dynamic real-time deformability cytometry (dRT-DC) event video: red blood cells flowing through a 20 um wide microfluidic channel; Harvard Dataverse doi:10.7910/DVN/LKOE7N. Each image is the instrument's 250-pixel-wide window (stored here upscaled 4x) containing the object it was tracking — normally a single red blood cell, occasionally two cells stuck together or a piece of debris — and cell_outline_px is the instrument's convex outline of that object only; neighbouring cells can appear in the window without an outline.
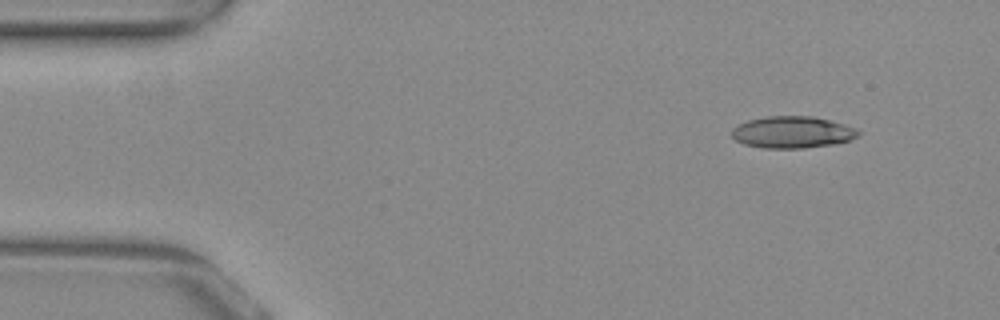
{"species": "common noctule bat (a hibernating species)", "species_latin": "Nyctalus noctula", "temperature_condition": "warm", "stored_images_in_passage": 48, "camera_frame_rate_fps": 3000, "um_per_image_px": 0.085, "animal": {"sex": "female", "body_mass_g": 29.2, "forearm_length_mm": 56.3}, "frame": {"image": 1, "passage_image": 1, "time_ms": 0.0, "image_size_px": [1000, 320], "cell_outline_px": [[860, 132], [856, 136], [848, 140], [832, 144], [804, 148], [764, 148], [744, 144], [736, 140], [732, 136], [732, 128], [748, 120], [764, 116], [812, 116], [844, 124], [856, 128]], "centroid_in_image_um": [67.32, 11.23], "position_along_channel_um": 17.7, "area_um2": 23.24}}
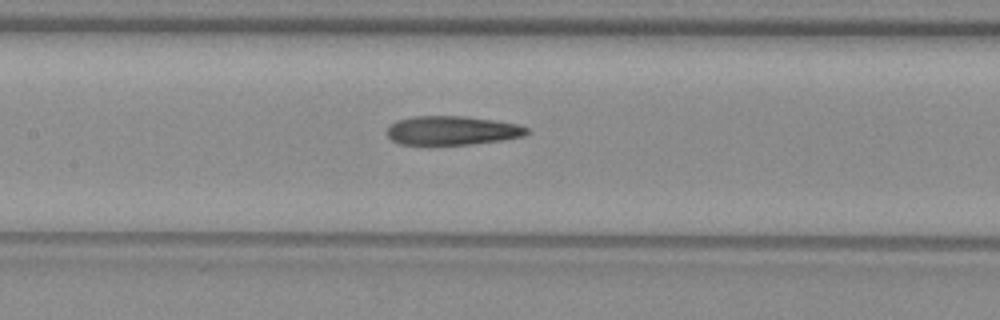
{"frame": {"image": 2, "passage_image": 20, "time_ms": 6.333, "image_size_px": [1000, 320], "cell_outline_px": [[528, 132], [524, 136], [504, 140], [472, 144], [432, 148], [400, 144], [392, 140], [388, 136], [388, 128], [396, 120], [412, 116], [464, 116], [492, 120], [516, 124], [528, 128]], "centroid_in_image_um": [38.37, 11.14], "position_along_channel_um": 169.0, "area_um2": 24.45}}
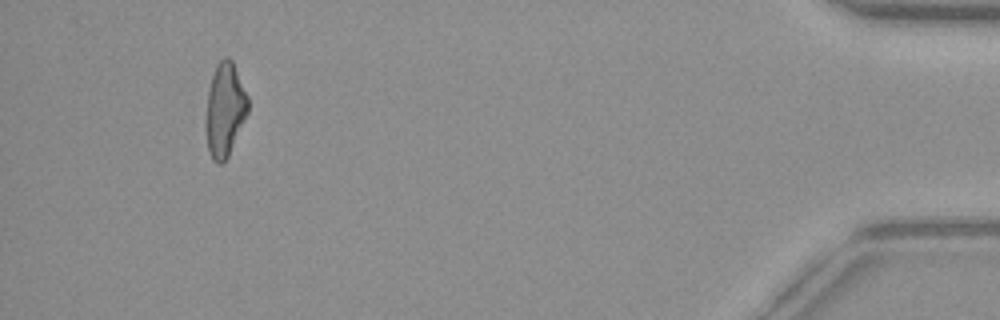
{"frame": {"image": 3, "passage_image": 45, "time_ms": 14.667, "image_size_px": [1000, 320], "cell_outline_px": [[248, 112], [228, 156], [220, 164], [216, 164], [212, 160], [208, 152], [204, 124], [208, 92], [212, 76], [216, 64], [224, 56], [228, 56], [232, 60], [248, 96]], "centroid_in_image_um": [19.09, 9.34], "position_along_channel_um": 416.1, "area_um2": 23.18}, "authors_computed_cell_mechanics": {"area_um2": 24.0159, "velocity_mm_per_s": 3.8846, "shape_relaxation_time_tau1_ms": null, "shape_relaxation_time_tau2_ms": 4.4023, "deformation_change_tau1": null, "deformation_change_tau2": 0.1648}}